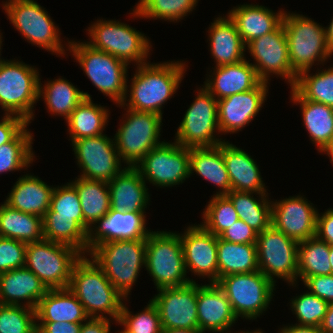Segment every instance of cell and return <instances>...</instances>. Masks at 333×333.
<instances>
[{
	"mask_svg": "<svg viewBox=\"0 0 333 333\" xmlns=\"http://www.w3.org/2000/svg\"><path fill=\"white\" fill-rule=\"evenodd\" d=\"M186 66L188 67L183 61L153 64L149 62L138 65L131 78V85H127L125 98L118 106L122 108L127 106L126 108L129 109L152 112L162 116L161 109L167 100L177 92L184 73L187 71Z\"/></svg>",
	"mask_w": 333,
	"mask_h": 333,
	"instance_id": "cell-1",
	"label": "cell"
},
{
	"mask_svg": "<svg viewBox=\"0 0 333 333\" xmlns=\"http://www.w3.org/2000/svg\"><path fill=\"white\" fill-rule=\"evenodd\" d=\"M87 257L88 255H82L75 263L68 289L78 298L89 318H112L116 323L123 303L128 298L126 299L112 285L102 269Z\"/></svg>",
	"mask_w": 333,
	"mask_h": 333,
	"instance_id": "cell-2",
	"label": "cell"
},
{
	"mask_svg": "<svg viewBox=\"0 0 333 333\" xmlns=\"http://www.w3.org/2000/svg\"><path fill=\"white\" fill-rule=\"evenodd\" d=\"M146 242L147 238L114 240L98 244L88 253L126 299L145 267Z\"/></svg>",
	"mask_w": 333,
	"mask_h": 333,
	"instance_id": "cell-3",
	"label": "cell"
},
{
	"mask_svg": "<svg viewBox=\"0 0 333 333\" xmlns=\"http://www.w3.org/2000/svg\"><path fill=\"white\" fill-rule=\"evenodd\" d=\"M282 25L288 42L290 64L297 75L312 69L314 64L324 66V62L332 57L326 28L322 25L302 14L287 11L283 15Z\"/></svg>",
	"mask_w": 333,
	"mask_h": 333,
	"instance_id": "cell-4",
	"label": "cell"
},
{
	"mask_svg": "<svg viewBox=\"0 0 333 333\" xmlns=\"http://www.w3.org/2000/svg\"><path fill=\"white\" fill-rule=\"evenodd\" d=\"M66 45L92 84L109 97L116 106L125 98L128 81V64L91 47L86 42L70 40Z\"/></svg>",
	"mask_w": 333,
	"mask_h": 333,
	"instance_id": "cell-5",
	"label": "cell"
},
{
	"mask_svg": "<svg viewBox=\"0 0 333 333\" xmlns=\"http://www.w3.org/2000/svg\"><path fill=\"white\" fill-rule=\"evenodd\" d=\"M145 268L157 288L180 287L196 282L187 277L179 233L151 231L147 236Z\"/></svg>",
	"mask_w": 333,
	"mask_h": 333,
	"instance_id": "cell-6",
	"label": "cell"
},
{
	"mask_svg": "<svg viewBox=\"0 0 333 333\" xmlns=\"http://www.w3.org/2000/svg\"><path fill=\"white\" fill-rule=\"evenodd\" d=\"M39 70L23 61L0 62V106L5 114L22 117L29 124L34 119V104L40 101Z\"/></svg>",
	"mask_w": 333,
	"mask_h": 333,
	"instance_id": "cell-7",
	"label": "cell"
},
{
	"mask_svg": "<svg viewBox=\"0 0 333 333\" xmlns=\"http://www.w3.org/2000/svg\"><path fill=\"white\" fill-rule=\"evenodd\" d=\"M86 30L90 37L86 43L91 47L107 52L128 65L131 62L136 66L149 63L147 58L152 51L150 40L128 24L99 19Z\"/></svg>",
	"mask_w": 333,
	"mask_h": 333,
	"instance_id": "cell-8",
	"label": "cell"
},
{
	"mask_svg": "<svg viewBox=\"0 0 333 333\" xmlns=\"http://www.w3.org/2000/svg\"><path fill=\"white\" fill-rule=\"evenodd\" d=\"M120 127L114 135L115 146L120 160L127 167H136L149 151L164 141H160L162 116L152 112L125 108Z\"/></svg>",
	"mask_w": 333,
	"mask_h": 333,
	"instance_id": "cell-9",
	"label": "cell"
},
{
	"mask_svg": "<svg viewBox=\"0 0 333 333\" xmlns=\"http://www.w3.org/2000/svg\"><path fill=\"white\" fill-rule=\"evenodd\" d=\"M3 3L2 8L10 23L29 43L58 56L66 55L60 29L45 8L34 0H8Z\"/></svg>",
	"mask_w": 333,
	"mask_h": 333,
	"instance_id": "cell-10",
	"label": "cell"
},
{
	"mask_svg": "<svg viewBox=\"0 0 333 333\" xmlns=\"http://www.w3.org/2000/svg\"><path fill=\"white\" fill-rule=\"evenodd\" d=\"M81 257L73 247L43 239L27 244L25 267L48 289H65L70 284L72 269Z\"/></svg>",
	"mask_w": 333,
	"mask_h": 333,
	"instance_id": "cell-11",
	"label": "cell"
},
{
	"mask_svg": "<svg viewBox=\"0 0 333 333\" xmlns=\"http://www.w3.org/2000/svg\"><path fill=\"white\" fill-rule=\"evenodd\" d=\"M218 286L225 292L235 316L255 320L265 313L277 286L260 270L221 277Z\"/></svg>",
	"mask_w": 333,
	"mask_h": 333,
	"instance_id": "cell-12",
	"label": "cell"
},
{
	"mask_svg": "<svg viewBox=\"0 0 333 333\" xmlns=\"http://www.w3.org/2000/svg\"><path fill=\"white\" fill-rule=\"evenodd\" d=\"M197 91L178 126L174 141L186 148L218 146L225 141L215 135L217 131L218 135L220 133L218 100L204 86Z\"/></svg>",
	"mask_w": 333,
	"mask_h": 333,
	"instance_id": "cell-13",
	"label": "cell"
},
{
	"mask_svg": "<svg viewBox=\"0 0 333 333\" xmlns=\"http://www.w3.org/2000/svg\"><path fill=\"white\" fill-rule=\"evenodd\" d=\"M259 270L276 284L280 278L297 287L298 242L286 236L272 225L257 235Z\"/></svg>",
	"mask_w": 333,
	"mask_h": 333,
	"instance_id": "cell-14",
	"label": "cell"
},
{
	"mask_svg": "<svg viewBox=\"0 0 333 333\" xmlns=\"http://www.w3.org/2000/svg\"><path fill=\"white\" fill-rule=\"evenodd\" d=\"M146 182L160 188L184 183L190 175V148L163 142L151 149L135 167Z\"/></svg>",
	"mask_w": 333,
	"mask_h": 333,
	"instance_id": "cell-15",
	"label": "cell"
},
{
	"mask_svg": "<svg viewBox=\"0 0 333 333\" xmlns=\"http://www.w3.org/2000/svg\"><path fill=\"white\" fill-rule=\"evenodd\" d=\"M246 47L255 61L250 64L262 82L268 83L274 74L288 81L291 88L294 86L297 74L290 64L288 42L282 24L275 31L249 42Z\"/></svg>",
	"mask_w": 333,
	"mask_h": 333,
	"instance_id": "cell-16",
	"label": "cell"
},
{
	"mask_svg": "<svg viewBox=\"0 0 333 333\" xmlns=\"http://www.w3.org/2000/svg\"><path fill=\"white\" fill-rule=\"evenodd\" d=\"M71 145L82 170L80 177L109 182L125 168H122L114 138L106 134L77 139Z\"/></svg>",
	"mask_w": 333,
	"mask_h": 333,
	"instance_id": "cell-17",
	"label": "cell"
},
{
	"mask_svg": "<svg viewBox=\"0 0 333 333\" xmlns=\"http://www.w3.org/2000/svg\"><path fill=\"white\" fill-rule=\"evenodd\" d=\"M150 299L156 306L162 328L198 330V283L162 288Z\"/></svg>",
	"mask_w": 333,
	"mask_h": 333,
	"instance_id": "cell-18",
	"label": "cell"
},
{
	"mask_svg": "<svg viewBox=\"0 0 333 333\" xmlns=\"http://www.w3.org/2000/svg\"><path fill=\"white\" fill-rule=\"evenodd\" d=\"M303 196L272 201L271 225L298 243L316 236L318 210Z\"/></svg>",
	"mask_w": 333,
	"mask_h": 333,
	"instance_id": "cell-19",
	"label": "cell"
},
{
	"mask_svg": "<svg viewBox=\"0 0 333 333\" xmlns=\"http://www.w3.org/2000/svg\"><path fill=\"white\" fill-rule=\"evenodd\" d=\"M186 271L198 277H207L209 283L218 282L217 236L201 224L189 225L180 234Z\"/></svg>",
	"mask_w": 333,
	"mask_h": 333,
	"instance_id": "cell-20",
	"label": "cell"
},
{
	"mask_svg": "<svg viewBox=\"0 0 333 333\" xmlns=\"http://www.w3.org/2000/svg\"><path fill=\"white\" fill-rule=\"evenodd\" d=\"M267 82H260L255 88L236 93L218 100V124L222 135L238 133L257 116L267 100Z\"/></svg>",
	"mask_w": 333,
	"mask_h": 333,
	"instance_id": "cell-21",
	"label": "cell"
},
{
	"mask_svg": "<svg viewBox=\"0 0 333 333\" xmlns=\"http://www.w3.org/2000/svg\"><path fill=\"white\" fill-rule=\"evenodd\" d=\"M146 214L110 209L105 217L99 219L87 236V255L96 245L121 239L147 238L151 230L146 227ZM98 224V225H97Z\"/></svg>",
	"mask_w": 333,
	"mask_h": 333,
	"instance_id": "cell-22",
	"label": "cell"
},
{
	"mask_svg": "<svg viewBox=\"0 0 333 333\" xmlns=\"http://www.w3.org/2000/svg\"><path fill=\"white\" fill-rule=\"evenodd\" d=\"M197 318L201 333H229L238 319L228 297L217 283L198 284Z\"/></svg>",
	"mask_w": 333,
	"mask_h": 333,
	"instance_id": "cell-23",
	"label": "cell"
},
{
	"mask_svg": "<svg viewBox=\"0 0 333 333\" xmlns=\"http://www.w3.org/2000/svg\"><path fill=\"white\" fill-rule=\"evenodd\" d=\"M48 290L25 266L0 274V304L23 305L35 310Z\"/></svg>",
	"mask_w": 333,
	"mask_h": 333,
	"instance_id": "cell-24",
	"label": "cell"
},
{
	"mask_svg": "<svg viewBox=\"0 0 333 333\" xmlns=\"http://www.w3.org/2000/svg\"><path fill=\"white\" fill-rule=\"evenodd\" d=\"M249 61L215 67L202 86L217 100L255 88L261 80Z\"/></svg>",
	"mask_w": 333,
	"mask_h": 333,
	"instance_id": "cell-25",
	"label": "cell"
},
{
	"mask_svg": "<svg viewBox=\"0 0 333 333\" xmlns=\"http://www.w3.org/2000/svg\"><path fill=\"white\" fill-rule=\"evenodd\" d=\"M232 191L254 192L255 196L269 194L262 180L257 162L240 147L228 141L221 143Z\"/></svg>",
	"mask_w": 333,
	"mask_h": 333,
	"instance_id": "cell-26",
	"label": "cell"
},
{
	"mask_svg": "<svg viewBox=\"0 0 333 333\" xmlns=\"http://www.w3.org/2000/svg\"><path fill=\"white\" fill-rule=\"evenodd\" d=\"M111 209L146 213L150 194L146 182L135 167H125L108 182Z\"/></svg>",
	"mask_w": 333,
	"mask_h": 333,
	"instance_id": "cell-27",
	"label": "cell"
},
{
	"mask_svg": "<svg viewBox=\"0 0 333 333\" xmlns=\"http://www.w3.org/2000/svg\"><path fill=\"white\" fill-rule=\"evenodd\" d=\"M284 13L283 9L275 13L262 5L244 3L233 7L227 15L235 23L238 33L247 45L254 39L275 31L282 24Z\"/></svg>",
	"mask_w": 333,
	"mask_h": 333,
	"instance_id": "cell-28",
	"label": "cell"
},
{
	"mask_svg": "<svg viewBox=\"0 0 333 333\" xmlns=\"http://www.w3.org/2000/svg\"><path fill=\"white\" fill-rule=\"evenodd\" d=\"M209 26L208 41L216 64L214 67L236 64L246 59V45L228 15H219Z\"/></svg>",
	"mask_w": 333,
	"mask_h": 333,
	"instance_id": "cell-29",
	"label": "cell"
},
{
	"mask_svg": "<svg viewBox=\"0 0 333 333\" xmlns=\"http://www.w3.org/2000/svg\"><path fill=\"white\" fill-rule=\"evenodd\" d=\"M54 188L28 173L17 179L4 202L21 212L43 217L49 209Z\"/></svg>",
	"mask_w": 333,
	"mask_h": 333,
	"instance_id": "cell-30",
	"label": "cell"
},
{
	"mask_svg": "<svg viewBox=\"0 0 333 333\" xmlns=\"http://www.w3.org/2000/svg\"><path fill=\"white\" fill-rule=\"evenodd\" d=\"M36 323H83L89 317L78 298L68 289H49L35 308Z\"/></svg>",
	"mask_w": 333,
	"mask_h": 333,
	"instance_id": "cell-31",
	"label": "cell"
},
{
	"mask_svg": "<svg viewBox=\"0 0 333 333\" xmlns=\"http://www.w3.org/2000/svg\"><path fill=\"white\" fill-rule=\"evenodd\" d=\"M290 94L292 103L300 105L303 124L310 140L321 153L333 137V107L305 100L293 88Z\"/></svg>",
	"mask_w": 333,
	"mask_h": 333,
	"instance_id": "cell-32",
	"label": "cell"
},
{
	"mask_svg": "<svg viewBox=\"0 0 333 333\" xmlns=\"http://www.w3.org/2000/svg\"><path fill=\"white\" fill-rule=\"evenodd\" d=\"M194 172L220 188L215 195L232 191L221 143L214 147L190 148V175Z\"/></svg>",
	"mask_w": 333,
	"mask_h": 333,
	"instance_id": "cell-33",
	"label": "cell"
},
{
	"mask_svg": "<svg viewBox=\"0 0 333 333\" xmlns=\"http://www.w3.org/2000/svg\"><path fill=\"white\" fill-rule=\"evenodd\" d=\"M78 177L70 183L78 193L84 219V229L89 232V229L110 211V192L108 182Z\"/></svg>",
	"mask_w": 333,
	"mask_h": 333,
	"instance_id": "cell-34",
	"label": "cell"
},
{
	"mask_svg": "<svg viewBox=\"0 0 333 333\" xmlns=\"http://www.w3.org/2000/svg\"><path fill=\"white\" fill-rule=\"evenodd\" d=\"M39 78L38 98L44 100L48 112L65 118L84 100L92 99L88 92L80 91L71 82L62 78L47 81L44 85Z\"/></svg>",
	"mask_w": 333,
	"mask_h": 333,
	"instance_id": "cell-35",
	"label": "cell"
},
{
	"mask_svg": "<svg viewBox=\"0 0 333 333\" xmlns=\"http://www.w3.org/2000/svg\"><path fill=\"white\" fill-rule=\"evenodd\" d=\"M218 280L259 270L256 243H231L217 237Z\"/></svg>",
	"mask_w": 333,
	"mask_h": 333,
	"instance_id": "cell-36",
	"label": "cell"
},
{
	"mask_svg": "<svg viewBox=\"0 0 333 333\" xmlns=\"http://www.w3.org/2000/svg\"><path fill=\"white\" fill-rule=\"evenodd\" d=\"M0 236L33 243L44 239L42 217L0 204Z\"/></svg>",
	"mask_w": 333,
	"mask_h": 333,
	"instance_id": "cell-37",
	"label": "cell"
},
{
	"mask_svg": "<svg viewBox=\"0 0 333 333\" xmlns=\"http://www.w3.org/2000/svg\"><path fill=\"white\" fill-rule=\"evenodd\" d=\"M92 101L84 99L66 119L70 141L104 134L109 122V110Z\"/></svg>",
	"mask_w": 333,
	"mask_h": 333,
	"instance_id": "cell-38",
	"label": "cell"
},
{
	"mask_svg": "<svg viewBox=\"0 0 333 333\" xmlns=\"http://www.w3.org/2000/svg\"><path fill=\"white\" fill-rule=\"evenodd\" d=\"M254 192L231 191L226 196L231 200L239 219L258 234L271 226L272 201L268 194L254 197Z\"/></svg>",
	"mask_w": 333,
	"mask_h": 333,
	"instance_id": "cell-39",
	"label": "cell"
},
{
	"mask_svg": "<svg viewBox=\"0 0 333 333\" xmlns=\"http://www.w3.org/2000/svg\"><path fill=\"white\" fill-rule=\"evenodd\" d=\"M330 245L317 236L298 243V279L331 275Z\"/></svg>",
	"mask_w": 333,
	"mask_h": 333,
	"instance_id": "cell-40",
	"label": "cell"
},
{
	"mask_svg": "<svg viewBox=\"0 0 333 333\" xmlns=\"http://www.w3.org/2000/svg\"><path fill=\"white\" fill-rule=\"evenodd\" d=\"M42 223L44 239L68 245L87 255L88 232L72 217L43 216Z\"/></svg>",
	"mask_w": 333,
	"mask_h": 333,
	"instance_id": "cell-41",
	"label": "cell"
},
{
	"mask_svg": "<svg viewBox=\"0 0 333 333\" xmlns=\"http://www.w3.org/2000/svg\"><path fill=\"white\" fill-rule=\"evenodd\" d=\"M317 71L299 73L292 88L305 100L333 107V66Z\"/></svg>",
	"mask_w": 333,
	"mask_h": 333,
	"instance_id": "cell-42",
	"label": "cell"
},
{
	"mask_svg": "<svg viewBox=\"0 0 333 333\" xmlns=\"http://www.w3.org/2000/svg\"><path fill=\"white\" fill-rule=\"evenodd\" d=\"M198 0H139L129 13L133 17L178 22L190 14Z\"/></svg>",
	"mask_w": 333,
	"mask_h": 333,
	"instance_id": "cell-43",
	"label": "cell"
},
{
	"mask_svg": "<svg viewBox=\"0 0 333 333\" xmlns=\"http://www.w3.org/2000/svg\"><path fill=\"white\" fill-rule=\"evenodd\" d=\"M28 125L29 123L10 142L0 146V174L26 170L34 161L33 133L27 129Z\"/></svg>",
	"mask_w": 333,
	"mask_h": 333,
	"instance_id": "cell-44",
	"label": "cell"
},
{
	"mask_svg": "<svg viewBox=\"0 0 333 333\" xmlns=\"http://www.w3.org/2000/svg\"><path fill=\"white\" fill-rule=\"evenodd\" d=\"M201 225L215 236H219L239 220L231 200L226 195H213L202 212Z\"/></svg>",
	"mask_w": 333,
	"mask_h": 333,
	"instance_id": "cell-45",
	"label": "cell"
},
{
	"mask_svg": "<svg viewBox=\"0 0 333 333\" xmlns=\"http://www.w3.org/2000/svg\"><path fill=\"white\" fill-rule=\"evenodd\" d=\"M132 312L123 303L122 310L117 320L118 325H123V331L118 333H161L162 325L156 306L149 300L147 306L137 314Z\"/></svg>",
	"mask_w": 333,
	"mask_h": 333,
	"instance_id": "cell-46",
	"label": "cell"
},
{
	"mask_svg": "<svg viewBox=\"0 0 333 333\" xmlns=\"http://www.w3.org/2000/svg\"><path fill=\"white\" fill-rule=\"evenodd\" d=\"M44 216L72 217L84 228L79 196L70 182L54 188L49 209Z\"/></svg>",
	"mask_w": 333,
	"mask_h": 333,
	"instance_id": "cell-47",
	"label": "cell"
},
{
	"mask_svg": "<svg viewBox=\"0 0 333 333\" xmlns=\"http://www.w3.org/2000/svg\"><path fill=\"white\" fill-rule=\"evenodd\" d=\"M0 333H37L35 310L0 304Z\"/></svg>",
	"mask_w": 333,
	"mask_h": 333,
	"instance_id": "cell-48",
	"label": "cell"
},
{
	"mask_svg": "<svg viewBox=\"0 0 333 333\" xmlns=\"http://www.w3.org/2000/svg\"><path fill=\"white\" fill-rule=\"evenodd\" d=\"M290 308L297 317L296 324L320 327L328 303L307 290L290 300Z\"/></svg>",
	"mask_w": 333,
	"mask_h": 333,
	"instance_id": "cell-49",
	"label": "cell"
},
{
	"mask_svg": "<svg viewBox=\"0 0 333 333\" xmlns=\"http://www.w3.org/2000/svg\"><path fill=\"white\" fill-rule=\"evenodd\" d=\"M27 244L0 236V274L25 266Z\"/></svg>",
	"mask_w": 333,
	"mask_h": 333,
	"instance_id": "cell-50",
	"label": "cell"
},
{
	"mask_svg": "<svg viewBox=\"0 0 333 333\" xmlns=\"http://www.w3.org/2000/svg\"><path fill=\"white\" fill-rule=\"evenodd\" d=\"M258 233L239 219L218 237L231 243H256Z\"/></svg>",
	"mask_w": 333,
	"mask_h": 333,
	"instance_id": "cell-51",
	"label": "cell"
},
{
	"mask_svg": "<svg viewBox=\"0 0 333 333\" xmlns=\"http://www.w3.org/2000/svg\"><path fill=\"white\" fill-rule=\"evenodd\" d=\"M303 283L310 293L327 303L333 302V274L308 277Z\"/></svg>",
	"mask_w": 333,
	"mask_h": 333,
	"instance_id": "cell-52",
	"label": "cell"
},
{
	"mask_svg": "<svg viewBox=\"0 0 333 333\" xmlns=\"http://www.w3.org/2000/svg\"><path fill=\"white\" fill-rule=\"evenodd\" d=\"M3 115L0 120V146L10 142L28 124L22 117Z\"/></svg>",
	"mask_w": 333,
	"mask_h": 333,
	"instance_id": "cell-53",
	"label": "cell"
},
{
	"mask_svg": "<svg viewBox=\"0 0 333 333\" xmlns=\"http://www.w3.org/2000/svg\"><path fill=\"white\" fill-rule=\"evenodd\" d=\"M316 236L328 243L333 245V209L328 208L321 215L317 213V225H316Z\"/></svg>",
	"mask_w": 333,
	"mask_h": 333,
	"instance_id": "cell-54",
	"label": "cell"
},
{
	"mask_svg": "<svg viewBox=\"0 0 333 333\" xmlns=\"http://www.w3.org/2000/svg\"><path fill=\"white\" fill-rule=\"evenodd\" d=\"M36 325L37 333H79L82 323L40 322Z\"/></svg>",
	"mask_w": 333,
	"mask_h": 333,
	"instance_id": "cell-55",
	"label": "cell"
},
{
	"mask_svg": "<svg viewBox=\"0 0 333 333\" xmlns=\"http://www.w3.org/2000/svg\"><path fill=\"white\" fill-rule=\"evenodd\" d=\"M110 321L107 318H88L82 323L79 333H110Z\"/></svg>",
	"mask_w": 333,
	"mask_h": 333,
	"instance_id": "cell-56",
	"label": "cell"
},
{
	"mask_svg": "<svg viewBox=\"0 0 333 333\" xmlns=\"http://www.w3.org/2000/svg\"><path fill=\"white\" fill-rule=\"evenodd\" d=\"M278 333H322L319 327L291 324L279 329Z\"/></svg>",
	"mask_w": 333,
	"mask_h": 333,
	"instance_id": "cell-57",
	"label": "cell"
},
{
	"mask_svg": "<svg viewBox=\"0 0 333 333\" xmlns=\"http://www.w3.org/2000/svg\"><path fill=\"white\" fill-rule=\"evenodd\" d=\"M319 328L322 333H333V302L328 303L326 314Z\"/></svg>",
	"mask_w": 333,
	"mask_h": 333,
	"instance_id": "cell-58",
	"label": "cell"
},
{
	"mask_svg": "<svg viewBox=\"0 0 333 333\" xmlns=\"http://www.w3.org/2000/svg\"><path fill=\"white\" fill-rule=\"evenodd\" d=\"M325 28H326L328 47H329L331 53L333 54V18L331 19L328 27L326 26Z\"/></svg>",
	"mask_w": 333,
	"mask_h": 333,
	"instance_id": "cell-59",
	"label": "cell"
},
{
	"mask_svg": "<svg viewBox=\"0 0 333 333\" xmlns=\"http://www.w3.org/2000/svg\"><path fill=\"white\" fill-rule=\"evenodd\" d=\"M161 333H201L200 330L162 328Z\"/></svg>",
	"mask_w": 333,
	"mask_h": 333,
	"instance_id": "cell-60",
	"label": "cell"
},
{
	"mask_svg": "<svg viewBox=\"0 0 333 333\" xmlns=\"http://www.w3.org/2000/svg\"><path fill=\"white\" fill-rule=\"evenodd\" d=\"M321 153L327 154L331 164H333V137L331 139V142L326 146V148Z\"/></svg>",
	"mask_w": 333,
	"mask_h": 333,
	"instance_id": "cell-61",
	"label": "cell"
},
{
	"mask_svg": "<svg viewBox=\"0 0 333 333\" xmlns=\"http://www.w3.org/2000/svg\"><path fill=\"white\" fill-rule=\"evenodd\" d=\"M330 264H331V268H332V274H333V245H330Z\"/></svg>",
	"mask_w": 333,
	"mask_h": 333,
	"instance_id": "cell-62",
	"label": "cell"
},
{
	"mask_svg": "<svg viewBox=\"0 0 333 333\" xmlns=\"http://www.w3.org/2000/svg\"><path fill=\"white\" fill-rule=\"evenodd\" d=\"M238 333H263V331L261 329L258 330H254V331H240Z\"/></svg>",
	"mask_w": 333,
	"mask_h": 333,
	"instance_id": "cell-63",
	"label": "cell"
},
{
	"mask_svg": "<svg viewBox=\"0 0 333 333\" xmlns=\"http://www.w3.org/2000/svg\"><path fill=\"white\" fill-rule=\"evenodd\" d=\"M2 38H3V37H2V33L0 32V62L2 61V59H1V50H2V49H1V47H2L1 45H2V42H3V41H2V40H3Z\"/></svg>",
	"mask_w": 333,
	"mask_h": 333,
	"instance_id": "cell-64",
	"label": "cell"
}]
</instances>
